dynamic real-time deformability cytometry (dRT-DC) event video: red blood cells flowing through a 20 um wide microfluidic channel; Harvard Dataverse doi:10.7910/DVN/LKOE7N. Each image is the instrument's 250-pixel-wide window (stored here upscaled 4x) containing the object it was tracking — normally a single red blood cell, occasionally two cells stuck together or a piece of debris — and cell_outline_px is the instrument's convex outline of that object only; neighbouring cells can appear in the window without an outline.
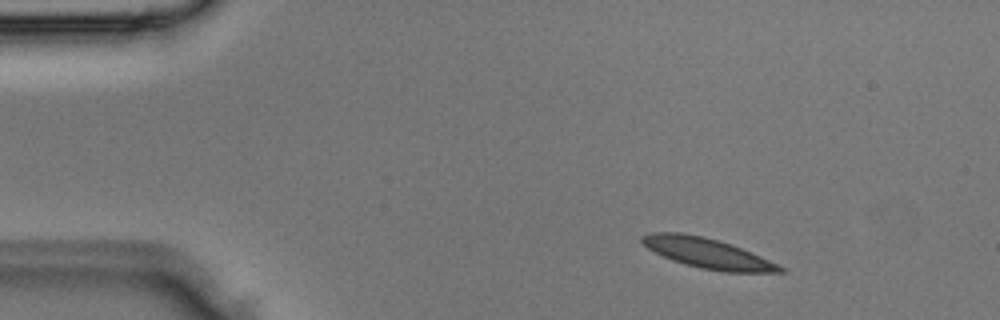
{"species": "Egyptian fruit bat (a non-hibernating species)", "species_latin": "Rousettus aegyptiacus", "temperature_condition": "room temperature", "stored_images_in_passage": 4, "camera_frame_rate_fps": 3000, "um_per_image_px": 0.085, "animal": {"sex": "male"}, "frame": {"image": 1, "passage_image": 4, "time_ms": 1.0, "image_size_px": [1000, 320], "cell_outline_px": [[788, 272], [724, 272], [700, 268], [684, 264], [672, 260], [648, 248], [640, 240], [640, 236], [652, 232], [680, 232], [704, 236], [740, 248], [760, 256], [784, 268]], "centroid_in_image_um": [60.09, 21.52], "position_along_channel_um": 24.9, "area_um2": 23.81}}